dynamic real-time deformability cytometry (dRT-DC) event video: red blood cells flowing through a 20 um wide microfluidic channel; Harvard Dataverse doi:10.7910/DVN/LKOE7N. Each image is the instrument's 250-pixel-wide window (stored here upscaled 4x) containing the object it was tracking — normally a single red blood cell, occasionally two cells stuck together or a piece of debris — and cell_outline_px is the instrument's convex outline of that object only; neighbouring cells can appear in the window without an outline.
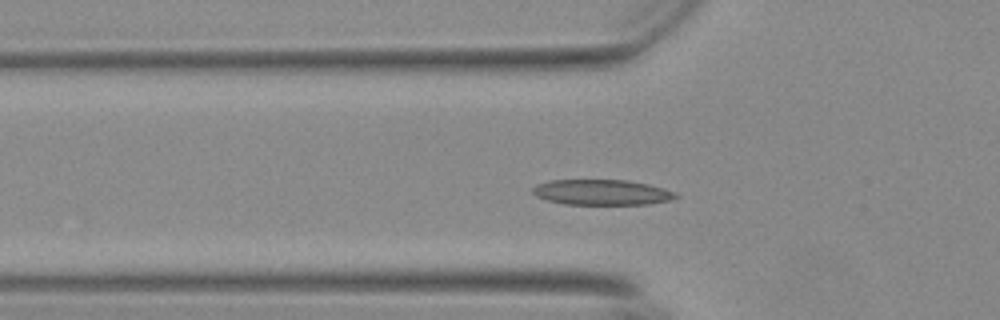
{"species": "Egyptian fruit bat (a non-hibernating species)", "species_latin": "Rousettus aegyptiacus", "temperature_condition": "warm", "stored_images_in_passage": 52, "camera_frame_rate_fps": 3000, "um_per_image_px": 0.085, "animal": {"sex": "female"}, "frame": {"image": 1, "passage_image": 14, "time_ms": 4.333, "image_size_px": [1000, 320], "cell_outline_px": [[680, 196], [668, 200], [648, 204], [564, 204], [548, 200], [536, 196], [532, 192], [532, 188], [536, 184], [548, 180], [628, 180], [648, 184], [664, 188], [676, 192]], "centroid_in_image_um": [51.14, 16.34], "position_along_channel_um": 74.7, "area_um2": 21.21}}
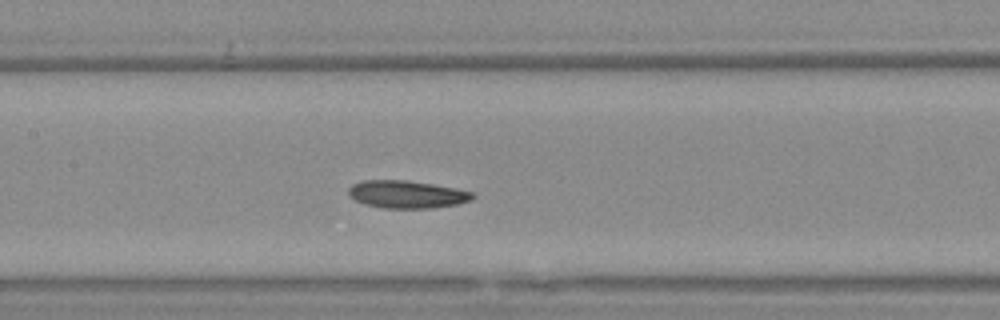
{"frame": {"image": 2, "passage_image": 22, "time_ms": 7.0, "image_size_px": [1000, 320], "cell_outline_px": [[476, 196], [472, 200], [456, 204], [432, 208], [384, 208], [364, 204], [348, 196], [348, 188], [352, 184], [364, 180], [404, 180], [432, 184], [456, 188], [472, 192]], "centroid_in_image_um": [34.57, 16.52], "position_along_channel_um": 172.8, "area_um2": 20.0}}
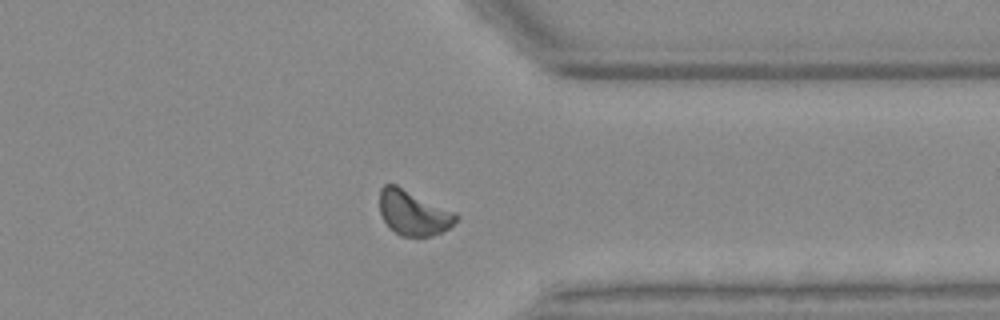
{"frame": {"image": 3, "passage_image": 39, "time_ms": 12.667, "image_size_px": [1000, 320], "cell_outline_px": [[460, 216], [448, 228], [432, 236], [400, 236], [384, 220], [380, 212], [380, 188], [384, 184], [396, 184], [456, 212]], "centroid_in_image_um": [35.14, 18.07], "position_along_channel_um": 376.3, "area_um2": 19.88}, "authors_computed_cell_mechanics": {"area_um2": 19.8254, "velocity_mm_per_s": 3.6693, "shape_relaxation_time_tau1_ms": 3.252, "shape_relaxation_time_tau2_ms": 7.269, "deformation_change_tau1": 0.1131, "deformation_change_tau2": 0.1551}}